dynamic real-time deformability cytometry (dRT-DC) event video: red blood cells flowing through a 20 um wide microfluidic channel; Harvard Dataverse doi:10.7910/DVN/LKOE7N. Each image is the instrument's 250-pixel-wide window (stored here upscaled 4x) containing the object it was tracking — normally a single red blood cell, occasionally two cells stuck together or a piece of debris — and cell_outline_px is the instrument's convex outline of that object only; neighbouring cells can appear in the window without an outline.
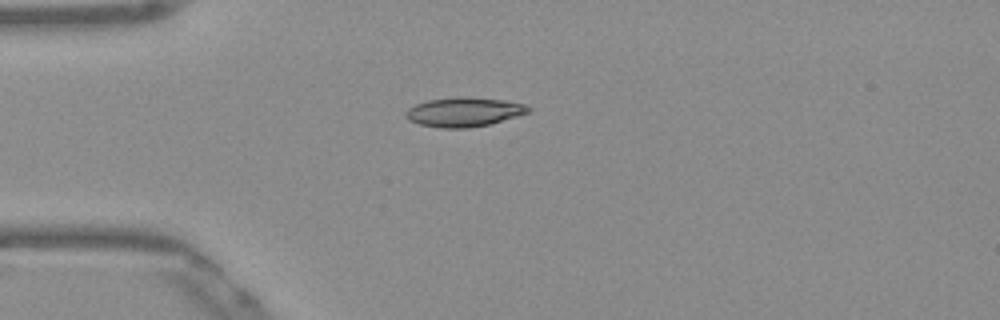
{"species": "Egyptian fruit bat (a non-hibernating species)", "species_latin": "Rousettus aegyptiacus", "temperature_condition": "warm", "stored_images_in_passage": 40, "camera_frame_rate_fps": 3000, "um_per_image_px": 0.085, "frame": {"image": 1, "passage_image": 1, "time_ms": 0.0, "image_size_px": [1000, 320], "cell_outline_px": [[532, 112], [488, 124], [468, 128], [440, 128], [420, 124], [408, 120], [404, 116], [404, 112], [408, 108], [416, 104], [428, 100], [460, 96], [504, 100], [524, 104], [532, 108]], "centroid_in_image_um": [39.43, 9.52], "position_along_channel_um": 45.6, "area_um2": 20.98}}
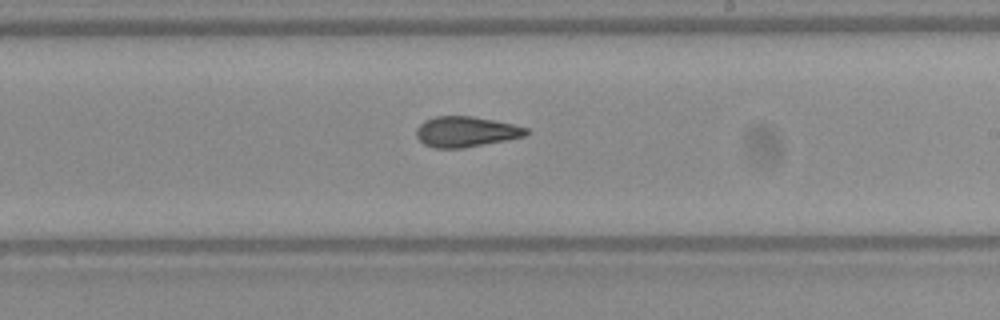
{"frame": {"image": 2, "passage_image": 18, "time_ms": 5.667, "image_size_px": [1000, 320], "cell_outline_px": [[532, 132], [524, 136], [508, 140], [464, 148], [432, 148], [424, 144], [416, 136], [416, 128], [424, 120], [436, 116], [472, 116], [512, 124], [528, 128]], "centroid_in_image_um": [39.6, 11.2], "position_along_channel_um": 249.4, "area_um2": 19.65}}
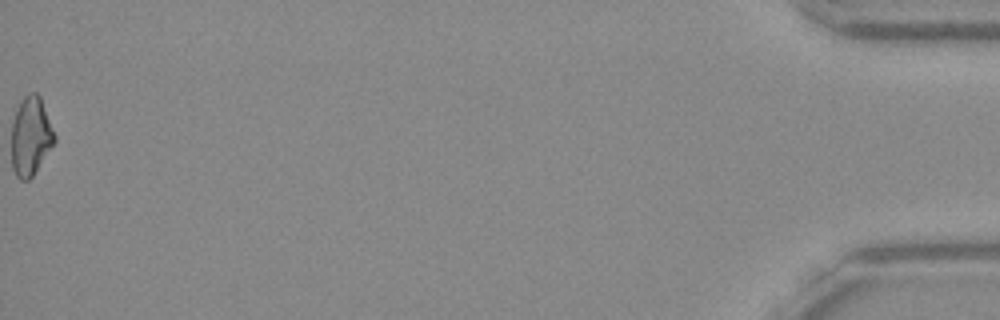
{"frame": {"image": 3, "passage_image": 40, "time_ms": 13.0, "image_size_px": [1000, 320], "cell_outline_px": [[56, 140], [32, 176], [28, 180], [20, 180], [16, 176], [12, 168], [12, 120], [20, 100], [28, 92], [36, 92], [40, 96], [56, 136]], "centroid_in_image_um": [2.6, 11.55], "position_along_channel_um": 432.6, "area_um2": 19.71}, "authors_computed_cell_mechanics": {"area_um2": 19.8832, "velocity_mm_per_s": 3.8873, "shape_relaxation_time_tau1_ms": null, "shape_relaxation_time_tau2_ms": 2.8745, "deformation_change_tau1": null, "deformation_change_tau2": 0.0958}}